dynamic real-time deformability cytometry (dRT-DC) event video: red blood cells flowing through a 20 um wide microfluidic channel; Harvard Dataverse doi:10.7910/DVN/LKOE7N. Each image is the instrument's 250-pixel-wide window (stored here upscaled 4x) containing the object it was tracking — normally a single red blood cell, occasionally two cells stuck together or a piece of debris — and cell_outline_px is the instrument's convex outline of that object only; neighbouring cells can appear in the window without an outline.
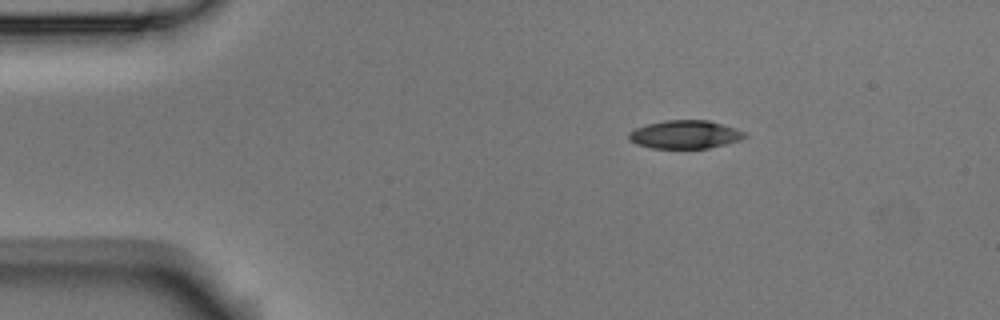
{"species": "Egyptian fruit bat (a non-hibernating species)", "species_latin": "Rousettus aegyptiacus", "temperature_condition": "room temperature", "stored_images_in_passage": 3, "camera_frame_rate_fps": 3000, "um_per_image_px": 0.085, "animal": {"sex": "male"}, "frame": {"image": 1, "passage_image": 1, "time_ms": 0.0, "image_size_px": [1000, 320], "cell_outline_px": [[748, 136], [740, 140], [708, 148], [652, 148], [636, 144], [628, 140], [628, 132], [636, 128], [648, 124], [664, 120], [708, 120], [736, 128], [748, 132]], "centroid_in_image_um": [58.24, 11.43], "position_along_channel_um": 26.8, "area_um2": 19.19}}
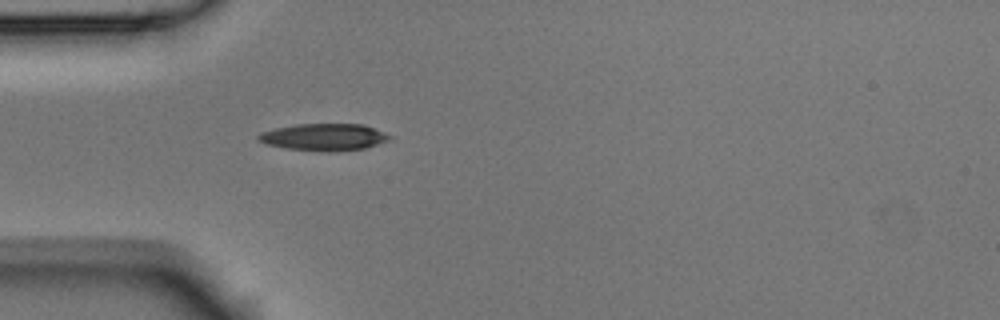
{"frame": {"image": 2, "passage_image": 3, "time_ms": 0.667, "image_size_px": [1000, 320], "cell_outline_px": [[392, 136], [388, 140], [364, 148], [328, 152], [288, 148], [268, 144], [256, 140], [256, 136], [260, 132], [276, 128], [296, 124], [364, 124], [384, 132]], "centroid_in_image_um": [27.52, 11.64], "position_along_channel_um": 57.5, "area_um2": 20.46}}